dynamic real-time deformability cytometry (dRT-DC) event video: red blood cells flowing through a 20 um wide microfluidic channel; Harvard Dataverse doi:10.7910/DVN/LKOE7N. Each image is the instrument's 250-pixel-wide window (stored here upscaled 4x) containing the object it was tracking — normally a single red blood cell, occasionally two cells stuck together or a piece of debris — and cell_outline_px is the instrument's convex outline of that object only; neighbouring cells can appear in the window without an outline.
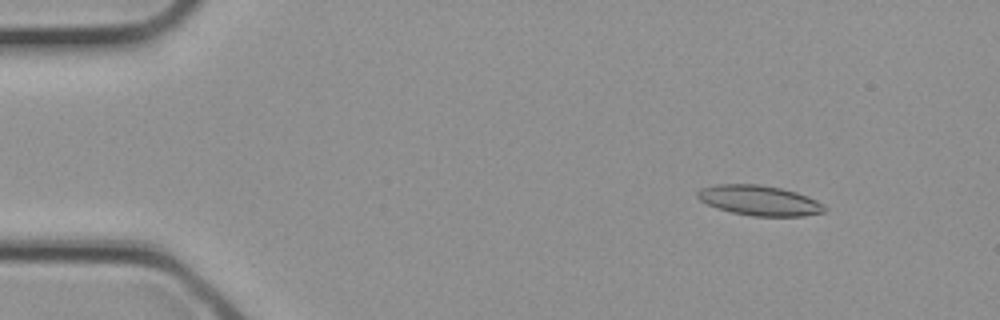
{"species": "common noctule bat (a hibernating species)", "species_latin": "Nyctalus noctula", "temperature_condition": "cold", "stored_images_in_passage": 30, "camera_frame_rate_fps": 3000, "um_per_image_px": 0.085, "animal": {"sex": "female", "body_mass_g": 21.9}, "frame": {"image": 1, "passage_image": 3, "time_ms": 0.667, "image_size_px": [1000, 320], "cell_outline_px": [[828, 212], [804, 216], [752, 216], [732, 212], [716, 208], [700, 200], [696, 196], [696, 192], [700, 188], [716, 184], [760, 184], [780, 188], [796, 192], [808, 196], [824, 204], [828, 208]], "centroid_in_image_um": [64.58, 17.04], "position_along_channel_um": 20.4, "area_um2": 22.54}}
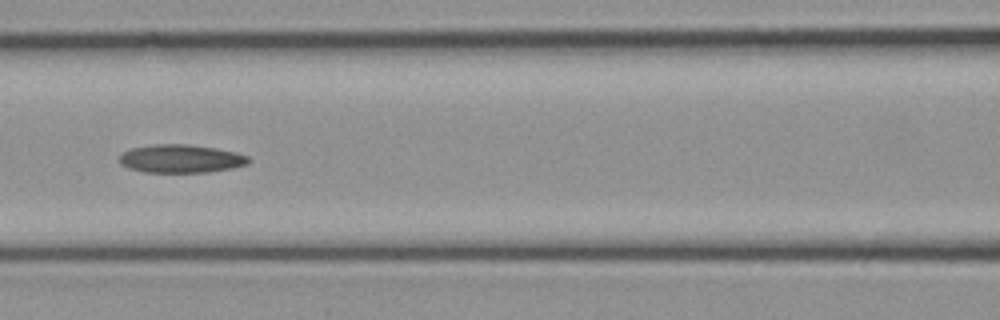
{"frame": {"image": 2, "passage_image": 13, "time_ms": 4.0, "image_size_px": [1000, 320], "cell_outline_px": [[252, 160], [248, 164], [232, 168], [208, 172], [144, 172], [128, 168], [120, 164], [116, 160], [124, 152], [132, 148], [152, 144], [188, 144], [216, 148], [236, 152], [248, 156]], "centroid_in_image_um": [15.37, 13.49], "position_along_channel_um": 151.2, "area_um2": 21.44}}
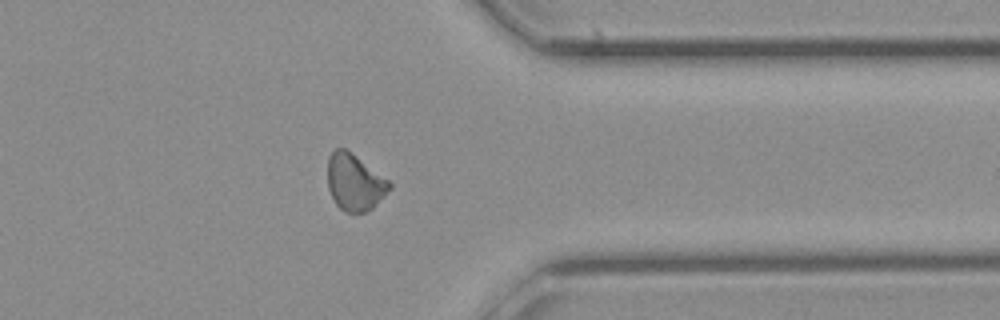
{"frame": {"image": 3, "passage_image": 24, "time_ms": 7.667, "image_size_px": [1000, 320], "cell_outline_px": [[392, 188], [372, 208], [364, 212], [344, 212], [336, 204], [328, 188], [328, 156], [336, 148], [344, 148], [352, 152], [388, 180], [392, 184]], "centroid_in_image_um": [30.14, 15.49], "position_along_channel_um": 381.3, "area_um2": 20.29}}